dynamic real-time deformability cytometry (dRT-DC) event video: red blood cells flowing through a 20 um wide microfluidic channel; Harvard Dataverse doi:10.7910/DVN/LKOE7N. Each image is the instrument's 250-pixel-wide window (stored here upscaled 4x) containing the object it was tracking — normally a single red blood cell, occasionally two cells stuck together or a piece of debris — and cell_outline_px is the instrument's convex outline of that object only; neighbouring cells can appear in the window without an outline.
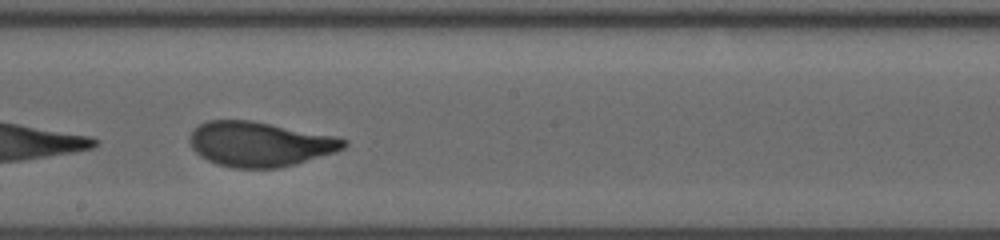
{"species": "human", "species_latin": "Homo sapiens", "temperature_condition": "room temperature", "stored_images_in_passage": 14, "camera_frame_rate_fps": 3000, "um_per_image_px": 0.085, "donor": {"sex": "male"}, "frame": {"image": 1, "passage_image": 12, "time_ms": 5.333, "image_size_px": [1000, 240], "cell_outline_px": [[348, 144], [344, 148], [336, 152], [296, 164], [280, 168], [232, 168], [216, 164], [200, 156], [192, 148], [188, 140], [188, 136], [200, 124], [208, 120], [248, 120], [336, 136], [348, 140]], "centroid_in_image_um": [22.08, 12.26], "position_along_channel_um": 226.1, "area_um2": 40.29}}